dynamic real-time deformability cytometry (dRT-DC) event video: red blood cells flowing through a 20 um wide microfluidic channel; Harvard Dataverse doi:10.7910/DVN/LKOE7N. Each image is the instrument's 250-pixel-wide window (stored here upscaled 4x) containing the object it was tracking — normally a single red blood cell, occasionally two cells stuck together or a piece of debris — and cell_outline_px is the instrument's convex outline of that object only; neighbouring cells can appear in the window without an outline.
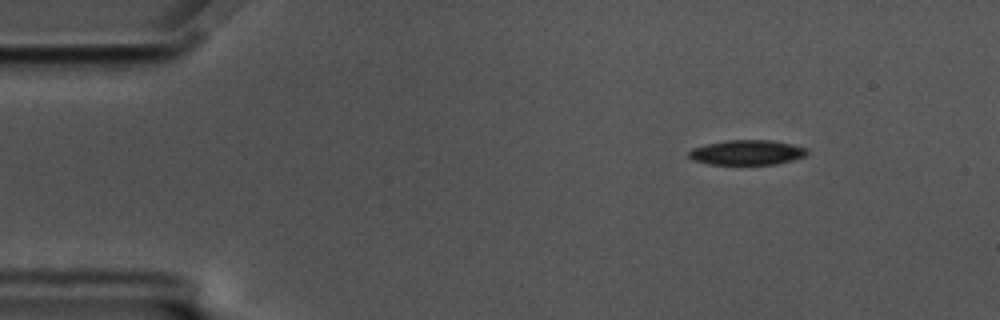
{"species": "common noctule bat (a hibernating species)", "species_latin": "Nyctalus noctula", "temperature_condition": "cold", "stored_images_in_passage": 52, "camera_frame_rate_fps": 3000, "um_per_image_px": 0.085, "animal": {"sex": "male", "body_mass_g": 17.5, "forearm_length_mm": 52.3}, "frame": {"image": 1, "passage_image": 2, "time_ms": 0.333, "image_size_px": [1000, 320], "cell_outline_px": [[808, 156], [776, 164], [708, 164], [692, 160], [688, 156], [688, 152], [692, 148], [724, 140], [772, 140], [792, 144], [808, 148]], "centroid_in_image_um": [63.52, 12.96], "position_along_channel_um": 21.5, "area_um2": 17.28}}
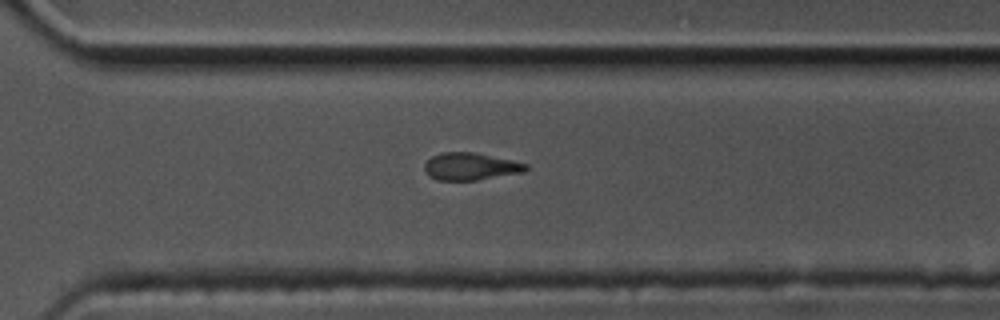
{"frame": {"image": 2, "passage_image": 35, "time_ms": 11.333, "image_size_px": [1000, 320], "cell_outline_px": [[528, 168], [524, 172], [476, 180], [436, 180], [428, 176], [424, 172], [424, 164], [432, 156], [444, 152], [476, 152], [512, 160], [528, 164]], "centroid_in_image_um": [39.98, 14.15], "position_along_channel_um": 330.6, "area_um2": 16.24}}
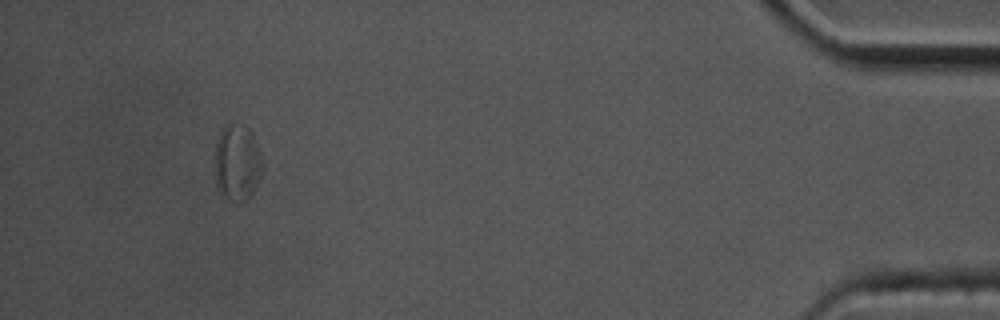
{"frame": {"image": 3, "passage_image": 48, "time_ms": 15.667, "image_size_px": [1000, 320], "cell_outline_px": [[264, 168], [252, 196], [248, 200], [240, 204], [220, 192], [216, 184], [216, 140], [220, 132], [228, 124], [244, 124], [252, 132], [256, 140], [264, 160]], "centroid_in_image_um": [20.23, 13.83], "position_along_channel_um": 415.0, "area_um2": 21.56}, "authors_computed_cell_mechanics": {"area_um2": 17.5423, "velocity_mm_per_s": 3.4971, "shape_relaxation_time_tau1_ms": 3.0416, "shape_relaxation_time_tau2_ms": null, "deformation_change_tau1": 0.0835, "deformation_change_tau2": null}}